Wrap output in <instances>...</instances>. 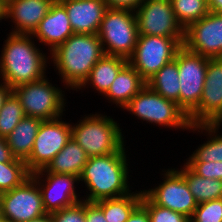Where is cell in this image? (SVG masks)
I'll return each instance as SVG.
<instances>
[{
  "mask_svg": "<svg viewBox=\"0 0 222 222\" xmlns=\"http://www.w3.org/2000/svg\"><path fill=\"white\" fill-rule=\"evenodd\" d=\"M6 36L0 53V81L13 89L43 79L47 69H51L48 66H52L49 53L41 49L32 35L13 34L9 30Z\"/></svg>",
  "mask_w": 222,
  "mask_h": 222,
  "instance_id": "1",
  "label": "cell"
},
{
  "mask_svg": "<svg viewBox=\"0 0 222 222\" xmlns=\"http://www.w3.org/2000/svg\"><path fill=\"white\" fill-rule=\"evenodd\" d=\"M128 147L124 146L120 151L105 156L88 158L79 177V183L88 190L86 196H82L83 201L118 198L132 192L130 189L133 186L128 181L132 177L129 175L132 171L128 167L130 158L126 153Z\"/></svg>",
  "mask_w": 222,
  "mask_h": 222,
  "instance_id": "2",
  "label": "cell"
},
{
  "mask_svg": "<svg viewBox=\"0 0 222 222\" xmlns=\"http://www.w3.org/2000/svg\"><path fill=\"white\" fill-rule=\"evenodd\" d=\"M104 54L97 34L73 33L49 53V60L63 88L76 91Z\"/></svg>",
  "mask_w": 222,
  "mask_h": 222,
  "instance_id": "3",
  "label": "cell"
},
{
  "mask_svg": "<svg viewBox=\"0 0 222 222\" xmlns=\"http://www.w3.org/2000/svg\"><path fill=\"white\" fill-rule=\"evenodd\" d=\"M115 120L100 112L85 114L77 123L71 122L72 138L84 149L88 157L118 152L126 146L127 140H124L126 138L122 126Z\"/></svg>",
  "mask_w": 222,
  "mask_h": 222,
  "instance_id": "4",
  "label": "cell"
},
{
  "mask_svg": "<svg viewBox=\"0 0 222 222\" xmlns=\"http://www.w3.org/2000/svg\"><path fill=\"white\" fill-rule=\"evenodd\" d=\"M151 125L166 130L188 131L190 123L187 114L172 100L165 99L147 85L122 109ZM143 120V121H142Z\"/></svg>",
  "mask_w": 222,
  "mask_h": 222,
  "instance_id": "5",
  "label": "cell"
},
{
  "mask_svg": "<svg viewBox=\"0 0 222 222\" xmlns=\"http://www.w3.org/2000/svg\"><path fill=\"white\" fill-rule=\"evenodd\" d=\"M47 76L12 89L19 98L25 115L42 121L62 117L67 105L65 90L53 84Z\"/></svg>",
  "mask_w": 222,
  "mask_h": 222,
  "instance_id": "6",
  "label": "cell"
},
{
  "mask_svg": "<svg viewBox=\"0 0 222 222\" xmlns=\"http://www.w3.org/2000/svg\"><path fill=\"white\" fill-rule=\"evenodd\" d=\"M97 35L106 55L129 59L134 53L139 35L135 12L108 8Z\"/></svg>",
  "mask_w": 222,
  "mask_h": 222,
  "instance_id": "7",
  "label": "cell"
},
{
  "mask_svg": "<svg viewBox=\"0 0 222 222\" xmlns=\"http://www.w3.org/2000/svg\"><path fill=\"white\" fill-rule=\"evenodd\" d=\"M181 47L172 37L138 35L134 53L128 63L147 81L164 65L173 61Z\"/></svg>",
  "mask_w": 222,
  "mask_h": 222,
  "instance_id": "8",
  "label": "cell"
},
{
  "mask_svg": "<svg viewBox=\"0 0 222 222\" xmlns=\"http://www.w3.org/2000/svg\"><path fill=\"white\" fill-rule=\"evenodd\" d=\"M207 57L193 53L182 46L176 53L180 93L179 107L187 116L199 105L206 78Z\"/></svg>",
  "mask_w": 222,
  "mask_h": 222,
  "instance_id": "9",
  "label": "cell"
},
{
  "mask_svg": "<svg viewBox=\"0 0 222 222\" xmlns=\"http://www.w3.org/2000/svg\"><path fill=\"white\" fill-rule=\"evenodd\" d=\"M166 169L160 171V177L163 181L157 183V186L155 185L153 188L144 189L143 193L154 204L191 218L198 203L178 168ZM161 172L163 173L161 174Z\"/></svg>",
  "mask_w": 222,
  "mask_h": 222,
  "instance_id": "10",
  "label": "cell"
},
{
  "mask_svg": "<svg viewBox=\"0 0 222 222\" xmlns=\"http://www.w3.org/2000/svg\"><path fill=\"white\" fill-rule=\"evenodd\" d=\"M57 119L42 121L30 156L25 160L29 172L45 169L72 137L71 122Z\"/></svg>",
  "mask_w": 222,
  "mask_h": 222,
  "instance_id": "11",
  "label": "cell"
},
{
  "mask_svg": "<svg viewBox=\"0 0 222 222\" xmlns=\"http://www.w3.org/2000/svg\"><path fill=\"white\" fill-rule=\"evenodd\" d=\"M3 221L27 222L47 214L36 180L30 176L21 185L0 194Z\"/></svg>",
  "mask_w": 222,
  "mask_h": 222,
  "instance_id": "12",
  "label": "cell"
},
{
  "mask_svg": "<svg viewBox=\"0 0 222 222\" xmlns=\"http://www.w3.org/2000/svg\"><path fill=\"white\" fill-rule=\"evenodd\" d=\"M135 14L139 35L172 37L183 46L184 29L175 17L171 0H144Z\"/></svg>",
  "mask_w": 222,
  "mask_h": 222,
  "instance_id": "13",
  "label": "cell"
},
{
  "mask_svg": "<svg viewBox=\"0 0 222 222\" xmlns=\"http://www.w3.org/2000/svg\"><path fill=\"white\" fill-rule=\"evenodd\" d=\"M190 125L217 124L222 119V58H209L199 105L188 115Z\"/></svg>",
  "mask_w": 222,
  "mask_h": 222,
  "instance_id": "14",
  "label": "cell"
},
{
  "mask_svg": "<svg viewBox=\"0 0 222 222\" xmlns=\"http://www.w3.org/2000/svg\"><path fill=\"white\" fill-rule=\"evenodd\" d=\"M183 46L207 58H222V14L209 12L184 30Z\"/></svg>",
  "mask_w": 222,
  "mask_h": 222,
  "instance_id": "15",
  "label": "cell"
},
{
  "mask_svg": "<svg viewBox=\"0 0 222 222\" xmlns=\"http://www.w3.org/2000/svg\"><path fill=\"white\" fill-rule=\"evenodd\" d=\"M31 176L39 186L47 214L83 201L75 189L80 182L77 176L53 173H32Z\"/></svg>",
  "mask_w": 222,
  "mask_h": 222,
  "instance_id": "16",
  "label": "cell"
},
{
  "mask_svg": "<svg viewBox=\"0 0 222 222\" xmlns=\"http://www.w3.org/2000/svg\"><path fill=\"white\" fill-rule=\"evenodd\" d=\"M54 0H12L6 4L5 20L13 25V34L32 35L49 12Z\"/></svg>",
  "mask_w": 222,
  "mask_h": 222,
  "instance_id": "17",
  "label": "cell"
},
{
  "mask_svg": "<svg viewBox=\"0 0 222 222\" xmlns=\"http://www.w3.org/2000/svg\"><path fill=\"white\" fill-rule=\"evenodd\" d=\"M72 34L73 30L65 7L59 1H54L32 36L42 44L41 46H47L46 50L50 53Z\"/></svg>",
  "mask_w": 222,
  "mask_h": 222,
  "instance_id": "18",
  "label": "cell"
},
{
  "mask_svg": "<svg viewBox=\"0 0 222 222\" xmlns=\"http://www.w3.org/2000/svg\"><path fill=\"white\" fill-rule=\"evenodd\" d=\"M73 33L97 34L107 5L103 0H60Z\"/></svg>",
  "mask_w": 222,
  "mask_h": 222,
  "instance_id": "19",
  "label": "cell"
},
{
  "mask_svg": "<svg viewBox=\"0 0 222 222\" xmlns=\"http://www.w3.org/2000/svg\"><path fill=\"white\" fill-rule=\"evenodd\" d=\"M146 85L138 71L127 63L118 73L108 91L103 95L110 104H116L121 110Z\"/></svg>",
  "mask_w": 222,
  "mask_h": 222,
  "instance_id": "20",
  "label": "cell"
},
{
  "mask_svg": "<svg viewBox=\"0 0 222 222\" xmlns=\"http://www.w3.org/2000/svg\"><path fill=\"white\" fill-rule=\"evenodd\" d=\"M128 63V59L120 56L104 54L91 69L88 78L76 90L86 91V88H93L94 93L101 96L110 88L119 71ZM91 86V87H90ZM84 88V89H83Z\"/></svg>",
  "mask_w": 222,
  "mask_h": 222,
  "instance_id": "21",
  "label": "cell"
},
{
  "mask_svg": "<svg viewBox=\"0 0 222 222\" xmlns=\"http://www.w3.org/2000/svg\"><path fill=\"white\" fill-rule=\"evenodd\" d=\"M88 158L84 149L71 137L47 167L35 173L68 174L80 177Z\"/></svg>",
  "mask_w": 222,
  "mask_h": 222,
  "instance_id": "22",
  "label": "cell"
},
{
  "mask_svg": "<svg viewBox=\"0 0 222 222\" xmlns=\"http://www.w3.org/2000/svg\"><path fill=\"white\" fill-rule=\"evenodd\" d=\"M219 130L221 125L218 124L190 125L189 133H201L207 140L199 144L184 162L222 161V133Z\"/></svg>",
  "mask_w": 222,
  "mask_h": 222,
  "instance_id": "23",
  "label": "cell"
},
{
  "mask_svg": "<svg viewBox=\"0 0 222 222\" xmlns=\"http://www.w3.org/2000/svg\"><path fill=\"white\" fill-rule=\"evenodd\" d=\"M41 123L42 120L38 118L25 116L5 137L15 158L25 161L30 156Z\"/></svg>",
  "mask_w": 222,
  "mask_h": 222,
  "instance_id": "24",
  "label": "cell"
},
{
  "mask_svg": "<svg viewBox=\"0 0 222 222\" xmlns=\"http://www.w3.org/2000/svg\"><path fill=\"white\" fill-rule=\"evenodd\" d=\"M180 167L178 170L185 178L189 190L198 204L222 198V180L203 178L197 175L185 162Z\"/></svg>",
  "mask_w": 222,
  "mask_h": 222,
  "instance_id": "25",
  "label": "cell"
},
{
  "mask_svg": "<svg viewBox=\"0 0 222 222\" xmlns=\"http://www.w3.org/2000/svg\"><path fill=\"white\" fill-rule=\"evenodd\" d=\"M146 85L165 99L176 102L179 106L180 82L175 60L164 65L146 81Z\"/></svg>",
  "mask_w": 222,
  "mask_h": 222,
  "instance_id": "26",
  "label": "cell"
},
{
  "mask_svg": "<svg viewBox=\"0 0 222 222\" xmlns=\"http://www.w3.org/2000/svg\"><path fill=\"white\" fill-rule=\"evenodd\" d=\"M143 189L110 199L94 202L104 213L108 222H126L134 208L141 202Z\"/></svg>",
  "mask_w": 222,
  "mask_h": 222,
  "instance_id": "27",
  "label": "cell"
},
{
  "mask_svg": "<svg viewBox=\"0 0 222 222\" xmlns=\"http://www.w3.org/2000/svg\"><path fill=\"white\" fill-rule=\"evenodd\" d=\"M171 3L175 17L184 30L209 13L207 0H171Z\"/></svg>",
  "mask_w": 222,
  "mask_h": 222,
  "instance_id": "28",
  "label": "cell"
},
{
  "mask_svg": "<svg viewBox=\"0 0 222 222\" xmlns=\"http://www.w3.org/2000/svg\"><path fill=\"white\" fill-rule=\"evenodd\" d=\"M30 176L24 160L0 162V194L21 185Z\"/></svg>",
  "mask_w": 222,
  "mask_h": 222,
  "instance_id": "29",
  "label": "cell"
},
{
  "mask_svg": "<svg viewBox=\"0 0 222 222\" xmlns=\"http://www.w3.org/2000/svg\"><path fill=\"white\" fill-rule=\"evenodd\" d=\"M25 116L19 98L12 91L0 109V136H8Z\"/></svg>",
  "mask_w": 222,
  "mask_h": 222,
  "instance_id": "30",
  "label": "cell"
},
{
  "mask_svg": "<svg viewBox=\"0 0 222 222\" xmlns=\"http://www.w3.org/2000/svg\"><path fill=\"white\" fill-rule=\"evenodd\" d=\"M141 203L148 210L150 222H190L188 216L154 204L144 193Z\"/></svg>",
  "mask_w": 222,
  "mask_h": 222,
  "instance_id": "31",
  "label": "cell"
},
{
  "mask_svg": "<svg viewBox=\"0 0 222 222\" xmlns=\"http://www.w3.org/2000/svg\"><path fill=\"white\" fill-rule=\"evenodd\" d=\"M190 222H222V198L199 203Z\"/></svg>",
  "mask_w": 222,
  "mask_h": 222,
  "instance_id": "32",
  "label": "cell"
},
{
  "mask_svg": "<svg viewBox=\"0 0 222 222\" xmlns=\"http://www.w3.org/2000/svg\"><path fill=\"white\" fill-rule=\"evenodd\" d=\"M50 215L52 222H86L85 201L78 202Z\"/></svg>",
  "mask_w": 222,
  "mask_h": 222,
  "instance_id": "33",
  "label": "cell"
},
{
  "mask_svg": "<svg viewBox=\"0 0 222 222\" xmlns=\"http://www.w3.org/2000/svg\"><path fill=\"white\" fill-rule=\"evenodd\" d=\"M197 175L203 178L222 180V161L185 162Z\"/></svg>",
  "mask_w": 222,
  "mask_h": 222,
  "instance_id": "34",
  "label": "cell"
},
{
  "mask_svg": "<svg viewBox=\"0 0 222 222\" xmlns=\"http://www.w3.org/2000/svg\"><path fill=\"white\" fill-rule=\"evenodd\" d=\"M109 9L130 10L135 12L144 0H103Z\"/></svg>",
  "mask_w": 222,
  "mask_h": 222,
  "instance_id": "35",
  "label": "cell"
},
{
  "mask_svg": "<svg viewBox=\"0 0 222 222\" xmlns=\"http://www.w3.org/2000/svg\"><path fill=\"white\" fill-rule=\"evenodd\" d=\"M86 222H108L103 211L94 203L85 201Z\"/></svg>",
  "mask_w": 222,
  "mask_h": 222,
  "instance_id": "36",
  "label": "cell"
},
{
  "mask_svg": "<svg viewBox=\"0 0 222 222\" xmlns=\"http://www.w3.org/2000/svg\"><path fill=\"white\" fill-rule=\"evenodd\" d=\"M126 222H150L147 208L140 202L134 208Z\"/></svg>",
  "mask_w": 222,
  "mask_h": 222,
  "instance_id": "37",
  "label": "cell"
},
{
  "mask_svg": "<svg viewBox=\"0 0 222 222\" xmlns=\"http://www.w3.org/2000/svg\"><path fill=\"white\" fill-rule=\"evenodd\" d=\"M16 158L12 155L5 137L0 136V162H11Z\"/></svg>",
  "mask_w": 222,
  "mask_h": 222,
  "instance_id": "38",
  "label": "cell"
},
{
  "mask_svg": "<svg viewBox=\"0 0 222 222\" xmlns=\"http://www.w3.org/2000/svg\"><path fill=\"white\" fill-rule=\"evenodd\" d=\"M11 92L12 88H10L6 83L0 81V109L3 107L6 98Z\"/></svg>",
  "mask_w": 222,
  "mask_h": 222,
  "instance_id": "39",
  "label": "cell"
},
{
  "mask_svg": "<svg viewBox=\"0 0 222 222\" xmlns=\"http://www.w3.org/2000/svg\"><path fill=\"white\" fill-rule=\"evenodd\" d=\"M209 12L222 14V0H207Z\"/></svg>",
  "mask_w": 222,
  "mask_h": 222,
  "instance_id": "40",
  "label": "cell"
},
{
  "mask_svg": "<svg viewBox=\"0 0 222 222\" xmlns=\"http://www.w3.org/2000/svg\"><path fill=\"white\" fill-rule=\"evenodd\" d=\"M27 222H52L50 214H44Z\"/></svg>",
  "mask_w": 222,
  "mask_h": 222,
  "instance_id": "41",
  "label": "cell"
},
{
  "mask_svg": "<svg viewBox=\"0 0 222 222\" xmlns=\"http://www.w3.org/2000/svg\"><path fill=\"white\" fill-rule=\"evenodd\" d=\"M5 11H6V4L0 0V22H2L3 20H5Z\"/></svg>",
  "mask_w": 222,
  "mask_h": 222,
  "instance_id": "42",
  "label": "cell"
},
{
  "mask_svg": "<svg viewBox=\"0 0 222 222\" xmlns=\"http://www.w3.org/2000/svg\"><path fill=\"white\" fill-rule=\"evenodd\" d=\"M5 4L9 3L12 0H2Z\"/></svg>",
  "mask_w": 222,
  "mask_h": 222,
  "instance_id": "43",
  "label": "cell"
},
{
  "mask_svg": "<svg viewBox=\"0 0 222 222\" xmlns=\"http://www.w3.org/2000/svg\"><path fill=\"white\" fill-rule=\"evenodd\" d=\"M217 124L222 126V119Z\"/></svg>",
  "mask_w": 222,
  "mask_h": 222,
  "instance_id": "44",
  "label": "cell"
},
{
  "mask_svg": "<svg viewBox=\"0 0 222 222\" xmlns=\"http://www.w3.org/2000/svg\"><path fill=\"white\" fill-rule=\"evenodd\" d=\"M3 219H2V216H1V212H0V222L2 221Z\"/></svg>",
  "mask_w": 222,
  "mask_h": 222,
  "instance_id": "45",
  "label": "cell"
}]
</instances>
